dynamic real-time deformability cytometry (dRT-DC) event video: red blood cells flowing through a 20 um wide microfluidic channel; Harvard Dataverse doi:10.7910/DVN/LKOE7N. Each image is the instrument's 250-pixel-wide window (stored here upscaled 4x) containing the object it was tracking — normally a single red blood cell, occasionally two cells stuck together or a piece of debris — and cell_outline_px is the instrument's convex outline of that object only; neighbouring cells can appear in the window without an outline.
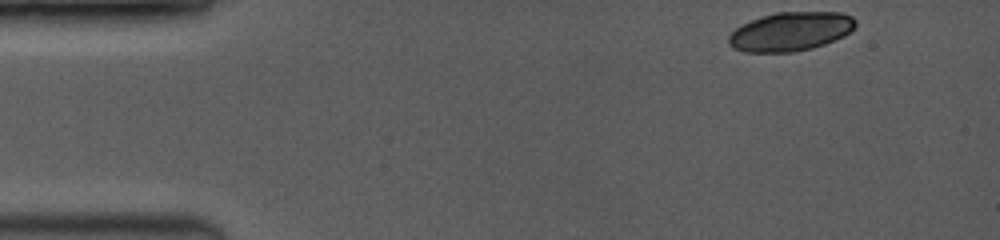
{"species": "common noctule bat (a hibernating species)", "species_latin": "Nyctalus noctula", "temperature_condition": "room temperature", "stored_images_in_passage": 5, "camera_frame_rate_fps": 3500, "um_per_image_px": 0.085, "animal": {"sex": "female", "body_mass_g": 19.0, "forearm_length_mm": 53.3}, "frame": {"image": 1, "passage_image": 1, "time_ms": 0.0, "image_size_px": [1000, 240], "cell_outline_px": [[856, 24], [844, 36], [824, 44], [812, 48], [792, 52], [744, 52], [732, 48], [728, 44], [728, 36], [736, 28], [752, 20], [776, 12], [840, 12], [852, 16], [856, 20]], "centroid_in_image_um": [67.19, 2.68], "position_along_channel_um": 17.8, "area_um2": 28.61}}